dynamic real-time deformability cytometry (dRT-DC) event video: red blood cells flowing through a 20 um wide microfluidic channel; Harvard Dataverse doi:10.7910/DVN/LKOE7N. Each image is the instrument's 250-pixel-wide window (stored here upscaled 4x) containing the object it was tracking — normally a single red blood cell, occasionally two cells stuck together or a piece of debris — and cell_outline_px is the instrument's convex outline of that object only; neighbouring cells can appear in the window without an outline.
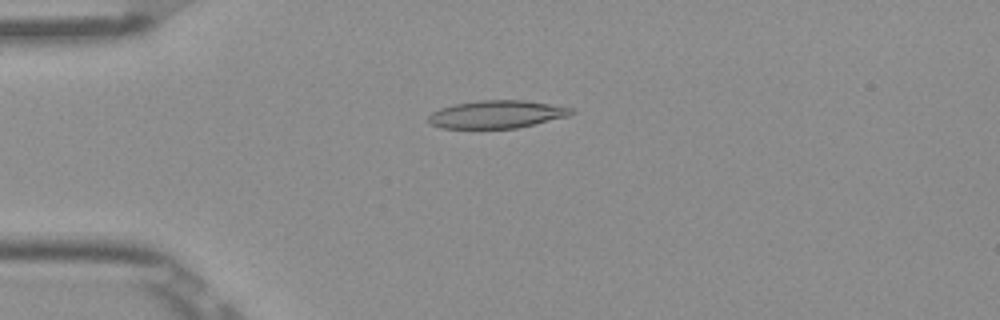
{"species": "Egyptian fruit bat (a non-hibernating species)", "species_latin": "Rousettus aegyptiacus", "temperature_condition": "room temperature", "stored_images_in_passage": 52, "camera_frame_rate_fps": 3000, "um_per_image_px": 0.085, "frame": {"image": 1, "passage_image": 13, "time_ms": 4.0, "image_size_px": [1000, 320], "cell_outline_px": [[576, 112], [568, 116], [536, 124], [516, 128], [440, 128], [432, 124], [428, 120], [428, 116], [432, 112], [440, 108], [456, 104], [480, 100], [524, 100], [572, 108]], "centroid_in_image_um": [42.23, 9.72], "position_along_channel_um": 42.8, "area_um2": 23.0}}
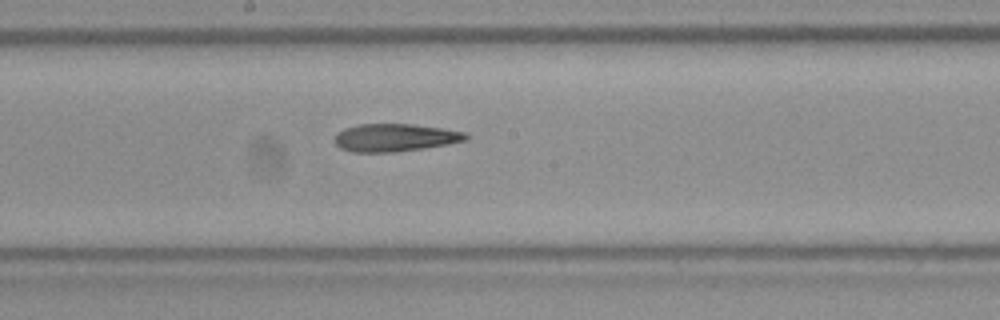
{"frame": {"image": 2, "passage_image": 28, "time_ms": 9.0, "image_size_px": [1000, 320], "cell_outline_px": [[468, 140], [448, 144], [424, 148], [396, 152], [352, 152], [340, 148], [332, 140], [336, 132], [344, 128], [360, 124], [412, 124], [444, 128], [464, 132], [468, 136]], "centroid_in_image_um": [33.54, 11.7], "position_along_channel_um": 214.7, "area_um2": 21.44}}
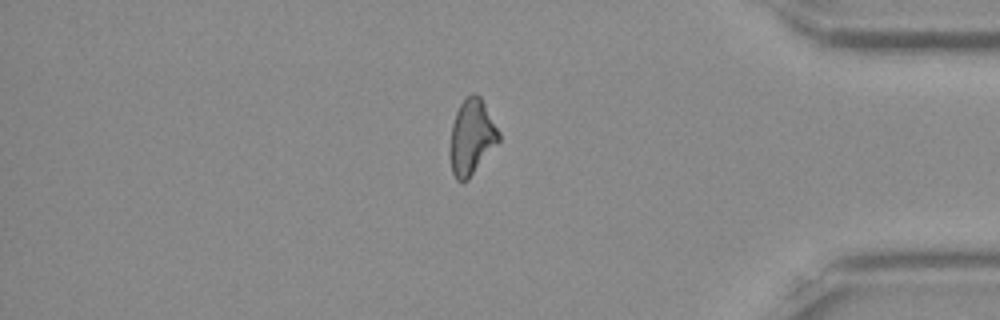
{"frame": {"image": 3, "passage_image": 44, "time_ms": 14.333, "image_size_px": [1000, 320], "cell_outline_px": [[500, 140], [468, 180], [460, 184], [456, 180], [452, 172], [452, 124], [456, 112], [460, 104], [472, 92], [480, 96], [500, 132]], "centroid_in_image_um": [40.12, 11.66], "position_along_channel_um": 395.1, "area_um2": 20.92}}